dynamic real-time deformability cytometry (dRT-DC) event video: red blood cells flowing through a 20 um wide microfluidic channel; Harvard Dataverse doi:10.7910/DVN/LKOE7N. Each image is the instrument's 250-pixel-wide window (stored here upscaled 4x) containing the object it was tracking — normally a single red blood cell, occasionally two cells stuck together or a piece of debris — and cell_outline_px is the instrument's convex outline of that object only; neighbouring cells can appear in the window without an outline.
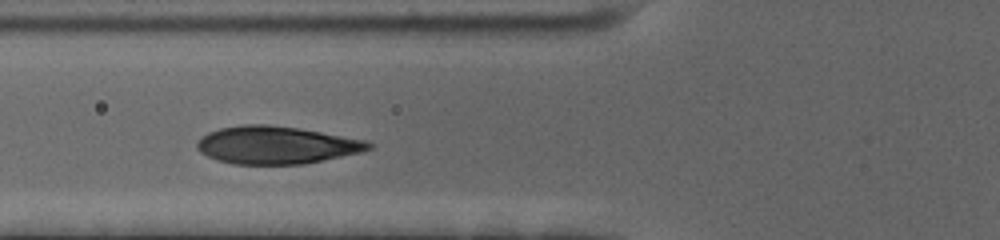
{"species": "human", "species_latin": "Homo sapiens", "temperature_condition": "cold", "stored_images_in_passage": 13, "camera_frame_rate_fps": 3000, "um_per_image_px": 0.085, "donor": {"sex": "female"}, "frame": {"image": 1, "passage_image": 6, "time_ms": 1.667, "image_size_px": [1000, 240], "cell_outline_px": [[372, 148], [364, 152], [304, 164], [232, 164], [216, 160], [200, 152], [196, 148], [196, 140], [200, 136], [208, 132], [220, 128], [240, 124], [268, 124], [300, 128], [368, 140], [372, 144]], "centroid_in_image_um": [23.48, 12.32], "position_along_channel_um": 102.3, "area_um2": 38.21}}
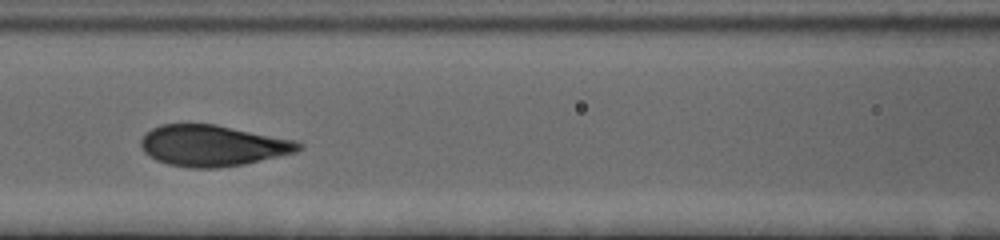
{"frame": {"image": 2, "passage_image": 10, "time_ms": 3.0, "image_size_px": [1000, 240], "cell_outline_px": [[304, 148], [296, 152], [244, 164], [220, 168], [192, 168], [168, 164], [156, 160], [148, 156], [144, 152], [140, 144], [140, 140], [152, 128], [160, 124], [216, 124], [296, 140], [304, 144]], "centroid_in_image_um": [18.09, 12.38], "position_along_channel_um": 148.5, "area_um2": 37.92}}